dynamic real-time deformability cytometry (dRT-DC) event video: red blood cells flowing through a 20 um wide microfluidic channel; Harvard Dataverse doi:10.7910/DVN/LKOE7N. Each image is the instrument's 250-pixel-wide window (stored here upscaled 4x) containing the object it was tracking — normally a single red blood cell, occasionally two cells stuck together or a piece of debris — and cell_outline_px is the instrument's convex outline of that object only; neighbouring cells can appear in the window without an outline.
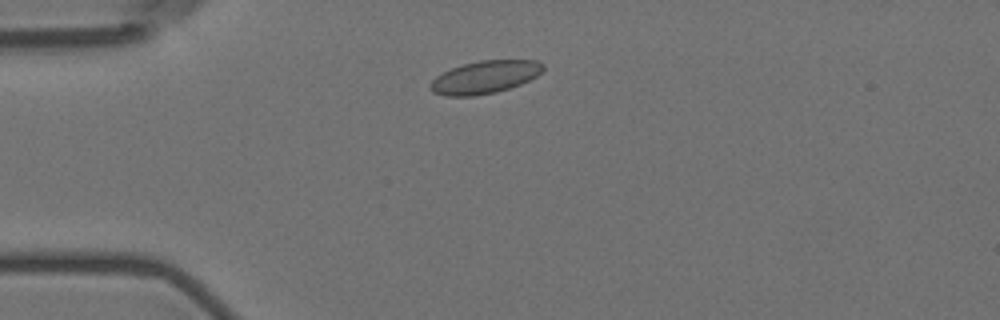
{"species": "Egyptian fruit bat (a non-hibernating species)", "species_latin": "Rousettus aegyptiacus", "temperature_condition": "room temperature", "stored_images_in_passage": 5, "camera_frame_rate_fps": 3000, "um_per_image_px": 0.085, "animal": {"sex": "female"}, "frame": {"image": 1, "passage_image": 2, "time_ms": 1.333, "image_size_px": [1000, 320], "cell_outline_px": [[544, 68], [536, 76], [520, 84], [496, 92], [476, 96], [448, 96], [432, 92], [428, 88], [428, 84], [436, 76], [452, 68], [464, 64], [480, 60], [536, 60], [544, 64]], "centroid_in_image_um": [41.18, 6.56], "position_along_channel_um": 43.8, "area_um2": 21.44}}
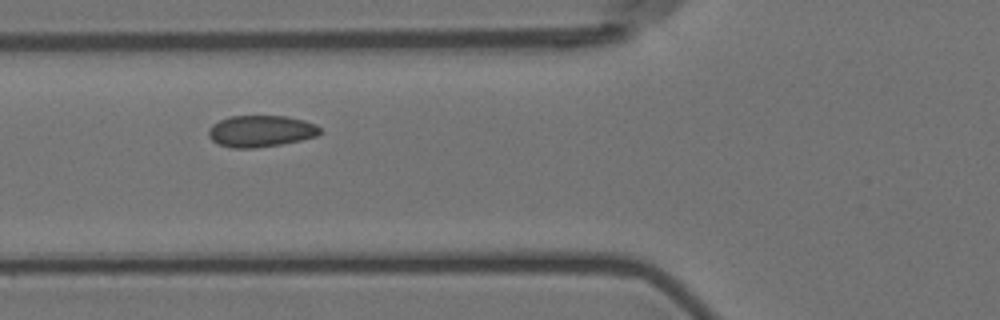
{"frame": {"image": 2, "passage_image": 4, "time_ms": 3.667, "image_size_px": [1000, 320], "cell_outline_px": [[320, 132], [316, 136], [300, 140], [280, 144], [256, 148], [232, 148], [220, 144], [212, 140], [208, 136], [208, 128], [212, 124], [228, 116], [288, 116], [304, 120], [316, 124], [320, 128]], "centroid_in_image_um": [22.15, 11.14], "position_along_channel_um": 103.7, "area_um2": 20.52}}
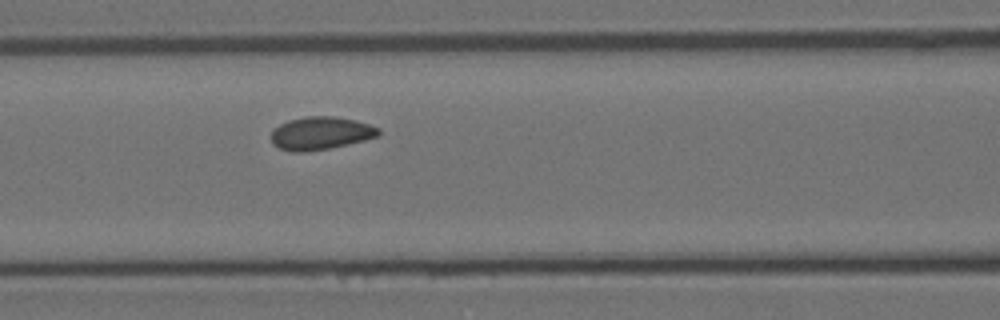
{"frame": {"image": 3, "passage_image": 5, "time_ms": 4.667, "image_size_px": [1000, 320], "cell_outline_px": [[380, 136], [348, 144], [328, 148], [304, 152], [292, 152], [280, 148], [272, 144], [272, 128], [288, 120], [304, 116], [336, 116], [356, 120], [380, 128]], "centroid_in_image_um": [27.25, 11.31], "position_along_channel_um": 139.3, "area_um2": 20.75}}